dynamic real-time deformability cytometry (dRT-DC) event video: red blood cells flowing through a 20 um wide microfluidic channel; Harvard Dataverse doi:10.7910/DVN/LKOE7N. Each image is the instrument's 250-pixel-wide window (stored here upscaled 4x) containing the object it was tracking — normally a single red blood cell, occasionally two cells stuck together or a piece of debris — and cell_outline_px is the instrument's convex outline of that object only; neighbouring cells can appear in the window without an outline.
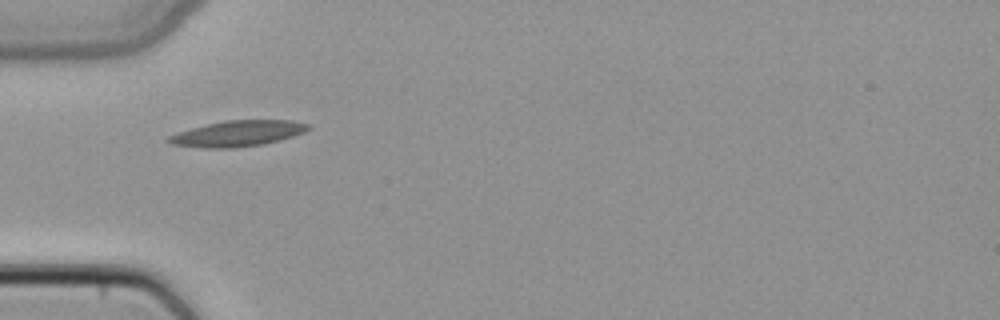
{"species": "common noctule bat (a hibernating species)", "species_latin": "Nyctalus noctula", "temperature_condition": "cold", "stored_images_in_passage": 2, "camera_frame_rate_fps": 3000, "um_per_image_px": 0.085, "animal": {"sex": "female", "body_mass_g": 22.7, "forearm_length_mm": 54.2}, "frame": {"image": 1, "passage_image": 1, "time_ms": 0.0, "image_size_px": [1000, 320], "cell_outline_px": [[312, 128], [304, 132], [280, 140], [264, 144], [232, 148], [204, 148], [172, 144], [164, 140], [168, 136], [176, 132], [224, 120], [292, 120], [308, 124]], "centroid_in_image_um": [20.19, 11.35], "position_along_channel_um": 64.8, "area_um2": 21.04}}
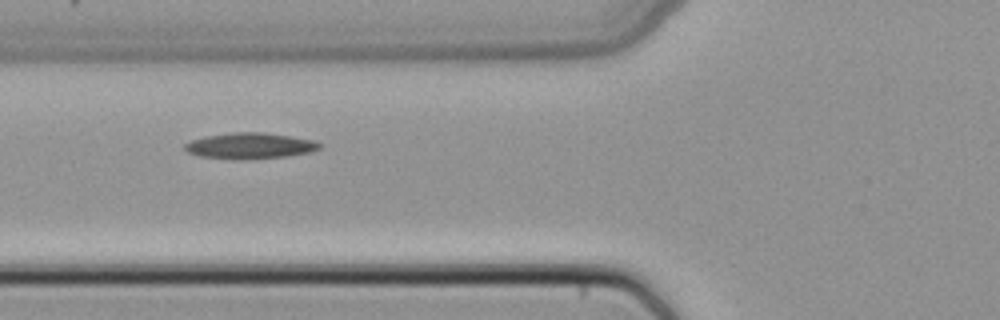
{"frame": {"image": 2, "passage_image": 2, "time_ms": 0.333, "image_size_px": [1000, 320], "cell_outline_px": [[320, 148], [308, 152], [288, 156], [244, 160], [232, 160], [200, 156], [188, 152], [184, 148], [184, 144], [192, 140], [204, 136], [232, 132], [264, 132], [292, 136], [312, 140], [320, 144]], "centroid_in_image_um": [21.2, 12.39], "position_along_channel_um": 104.6, "area_um2": 20.52}}